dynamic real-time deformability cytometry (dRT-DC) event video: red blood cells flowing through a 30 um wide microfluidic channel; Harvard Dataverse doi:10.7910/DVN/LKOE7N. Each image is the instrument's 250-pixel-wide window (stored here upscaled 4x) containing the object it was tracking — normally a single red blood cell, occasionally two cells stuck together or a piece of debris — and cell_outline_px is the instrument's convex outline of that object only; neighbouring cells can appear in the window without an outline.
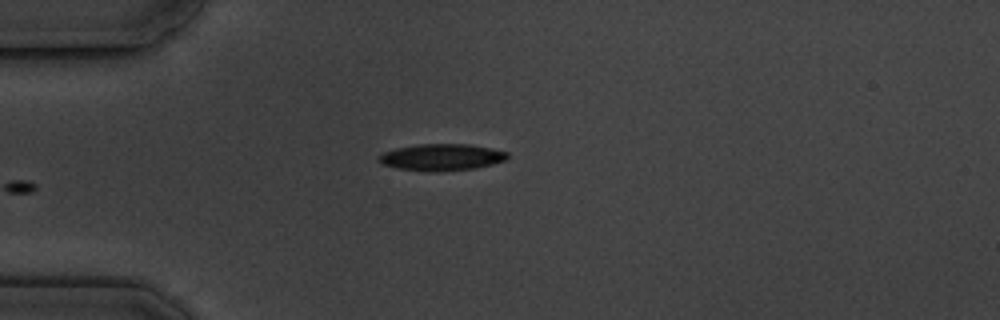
{"species": "common noctule bat (a hibernating species)", "species_latin": "Nyctalus noctula", "temperature_condition": "cold", "stored_images_in_passage": 5, "camera_frame_rate_fps": 3000, "um_per_image_px": 0.085, "animal": {"sex": "male", "body_mass_g": 19.5, "forearm_length_mm": 54.6}, "frame": {"image": 1, "passage_image": 5, "time_ms": 5.667, "image_size_px": [1000, 320], "cell_outline_px": [[508, 156], [504, 160], [492, 164], [476, 168], [432, 172], [400, 168], [384, 164], [376, 156], [384, 152], [396, 148], [420, 144], [468, 144], [492, 148], [508, 152]], "centroid_in_image_um": [37.56, 13.35], "position_along_channel_um": 47.4, "area_um2": 19.77}}